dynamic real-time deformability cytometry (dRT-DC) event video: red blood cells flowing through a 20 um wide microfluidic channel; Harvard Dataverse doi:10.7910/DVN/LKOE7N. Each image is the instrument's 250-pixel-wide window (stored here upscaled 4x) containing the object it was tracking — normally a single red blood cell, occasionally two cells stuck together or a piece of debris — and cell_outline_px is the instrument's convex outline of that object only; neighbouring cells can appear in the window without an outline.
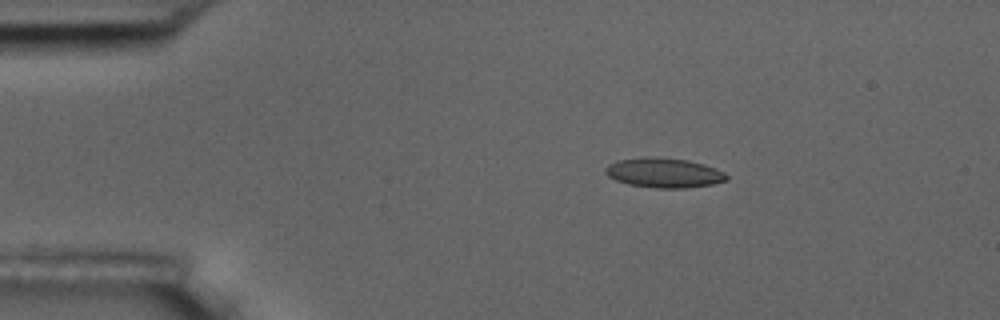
{"species": "common noctule bat (a hibernating species)", "species_latin": "Nyctalus noctula", "temperature_condition": "room temperature", "stored_images_in_passage": 4, "camera_frame_rate_fps": 3000, "um_per_image_px": 0.085, "animal": {"sex": "male", "body_mass_g": 17.5, "forearm_length_mm": 52.3}, "frame": {"image": 1, "passage_image": 2, "time_ms": 2.0, "image_size_px": [1000, 320], "cell_outline_px": [[728, 180], [712, 184], [684, 188], [656, 188], [628, 184], [616, 180], [608, 176], [604, 172], [604, 168], [608, 164], [616, 160], [688, 160], [704, 164], [724, 172], [728, 176]], "centroid_in_image_um": [56.46, 14.74], "position_along_channel_um": 28.5, "area_um2": 20.0}}